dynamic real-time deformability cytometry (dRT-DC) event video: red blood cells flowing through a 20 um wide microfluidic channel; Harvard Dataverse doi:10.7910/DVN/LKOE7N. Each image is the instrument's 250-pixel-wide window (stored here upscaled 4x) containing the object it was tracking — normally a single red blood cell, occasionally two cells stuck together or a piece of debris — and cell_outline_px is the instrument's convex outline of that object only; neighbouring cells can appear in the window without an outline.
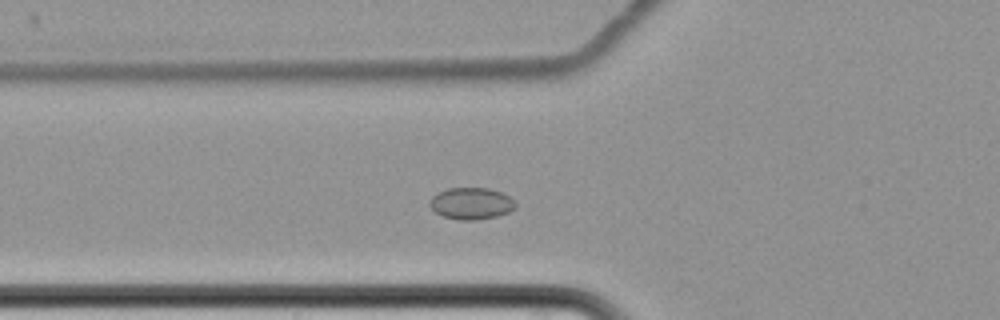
{"species": "common noctule bat (a hibernating species)", "species_latin": "Nyctalus noctula", "temperature_condition": "cold", "stored_images_in_passage": 5, "camera_frame_rate_fps": 3000, "um_per_image_px": 0.085, "animal": {"sex": "female", "body_mass_g": 22.7, "forearm_length_mm": 54.2}, "frame": {"image": 1, "passage_image": 5, "time_ms": 4.667, "image_size_px": [1000, 320], "cell_outline_px": [[516, 208], [508, 212], [496, 216], [476, 220], [460, 220], [444, 216], [436, 212], [428, 204], [432, 196], [448, 188], [488, 188], [500, 192], [508, 196], [516, 204]], "centroid_in_image_um": [40.05, 17.29], "position_along_channel_um": 85.7, "area_um2": 15.66}}